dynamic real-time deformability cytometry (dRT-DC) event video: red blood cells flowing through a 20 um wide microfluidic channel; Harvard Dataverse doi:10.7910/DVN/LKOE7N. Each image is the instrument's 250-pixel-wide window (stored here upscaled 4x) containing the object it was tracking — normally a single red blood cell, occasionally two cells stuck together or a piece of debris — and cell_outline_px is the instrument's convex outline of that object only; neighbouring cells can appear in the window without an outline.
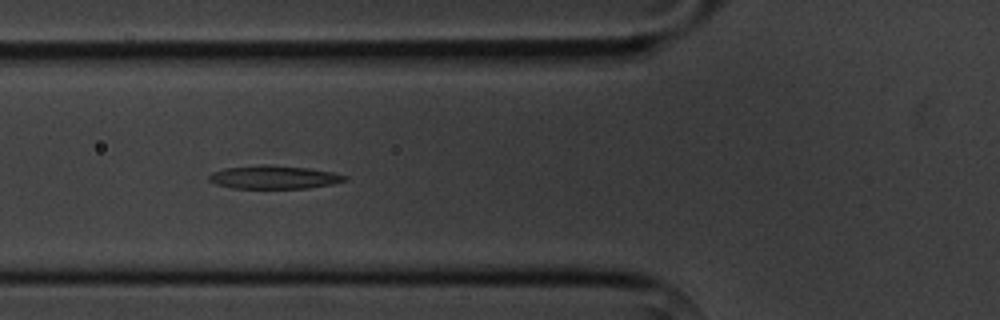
{"species": "common noctule bat (a hibernating species)", "species_latin": "Nyctalus noctula", "temperature_condition": "cold", "stored_images_in_passage": 9, "camera_frame_rate_fps": 3000, "um_per_image_px": 0.085, "animal": {"sex": "male", "body_mass_g": 20.1, "forearm_length_mm": 53.5}, "frame": {"image": 1, "passage_image": 4, "time_ms": 4.333, "image_size_px": [1000, 320], "cell_outline_px": [[348, 180], [332, 184], [308, 188], [232, 188], [216, 184], [208, 180], [208, 176], [212, 172], [224, 168], [264, 164], [272, 164], [308, 168], [332, 172], [348, 176]], "centroid_in_image_um": [23.28, 15.05], "position_along_channel_um": 102.5, "area_um2": 18.55}}
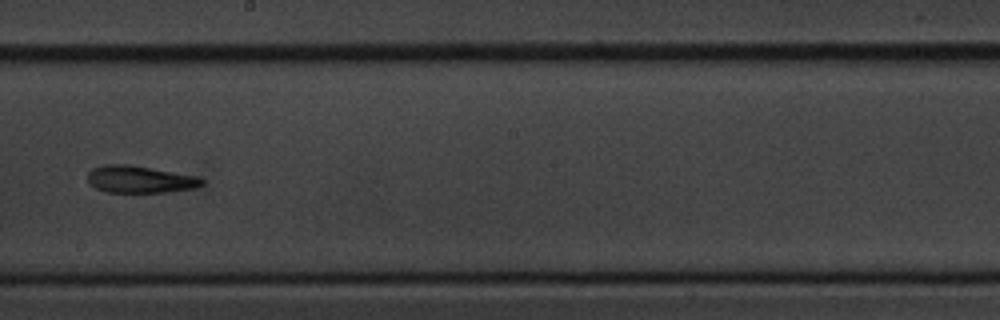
{"frame": {"image": 2, "passage_image": 7, "time_ms": 8.0, "image_size_px": [1000, 320], "cell_outline_px": [[204, 184], [192, 188], [168, 192], [108, 192], [96, 188], [88, 184], [88, 172], [92, 168], [104, 164], [128, 164], [196, 176], [204, 180]], "centroid_in_image_um": [11.84, 15.24], "position_along_channel_um": 236.4, "area_um2": 17.98}}
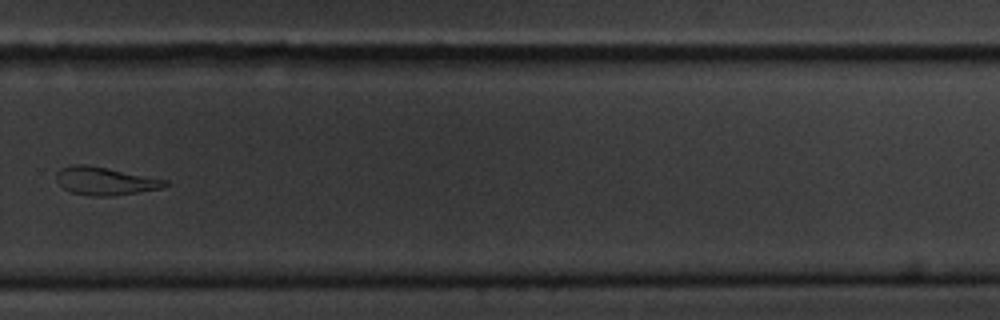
{"frame": {"image": 3, "passage_image": 9, "time_ms": 10.333, "image_size_px": [1000, 320], "cell_outline_px": [[168, 184], [160, 188], [136, 192], [108, 196], [92, 196], [72, 192], [64, 188], [56, 180], [56, 172], [60, 168], [72, 164], [88, 164], [168, 180]], "centroid_in_image_um": [8.88, 15.36], "position_along_channel_um": 320.9, "area_um2": 17.57}}